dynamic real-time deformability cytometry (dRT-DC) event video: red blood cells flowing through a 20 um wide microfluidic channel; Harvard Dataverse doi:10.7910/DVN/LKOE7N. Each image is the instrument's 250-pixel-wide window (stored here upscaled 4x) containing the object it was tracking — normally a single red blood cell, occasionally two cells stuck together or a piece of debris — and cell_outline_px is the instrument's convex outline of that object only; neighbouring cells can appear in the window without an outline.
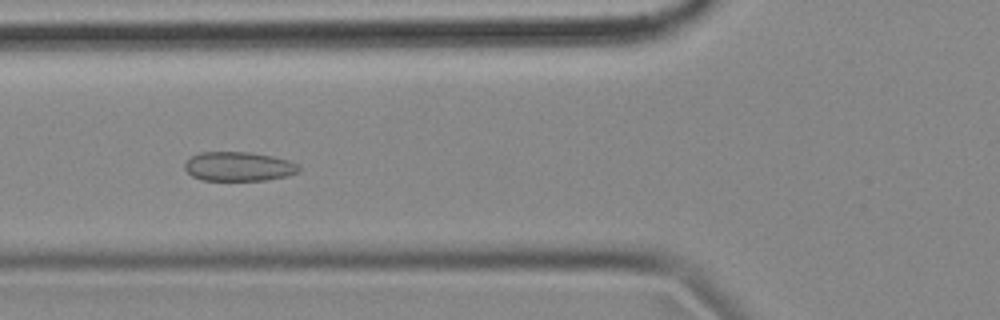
{"species": "common noctule bat (a hibernating species)", "species_latin": "Nyctalus noctula", "temperature_condition": "cold", "stored_images_in_passage": 57, "camera_frame_rate_fps": 3000, "um_per_image_px": 0.085, "animal": {"sex": "female", "body_mass_g": 18.4}, "frame": {"image": 1, "passage_image": 20, "time_ms": 6.333, "image_size_px": [1000, 320], "cell_outline_px": [[300, 172], [288, 176], [264, 180], [200, 180], [192, 176], [184, 168], [184, 164], [192, 156], [200, 152], [248, 152], [272, 156], [288, 160], [296, 164], [300, 168]], "centroid_in_image_um": [20.28, 14.15], "position_along_channel_um": 105.5, "area_um2": 19.42}}
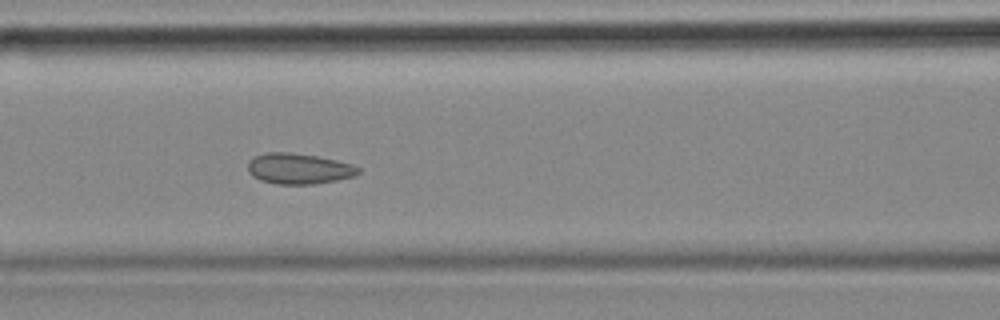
{"frame": {"image": 2, "passage_image": 23, "time_ms": 7.333, "image_size_px": [1000, 320], "cell_outline_px": [[360, 172], [356, 176], [336, 180], [312, 184], [276, 184], [260, 180], [252, 176], [248, 172], [248, 160], [256, 156], [268, 152], [292, 152], [316, 156], [336, 160], [352, 164], [360, 168]], "centroid_in_image_um": [25.39, 14.33], "position_along_channel_um": 141.2, "area_um2": 19.83}}
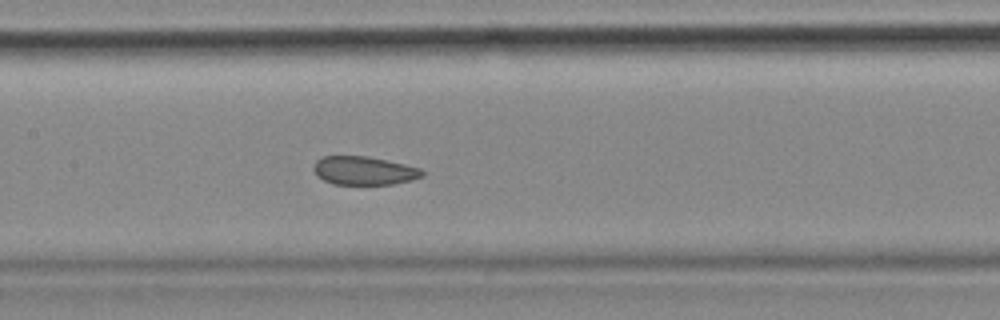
{"frame": {"image": 3, "passage_image": 26, "time_ms": 8.333, "image_size_px": [1000, 320], "cell_outline_px": [[424, 176], [412, 180], [392, 184], [332, 184], [316, 176], [312, 168], [316, 160], [324, 156], [368, 156], [404, 164], [420, 168], [424, 172]], "centroid_in_image_um": [30.92, 14.5], "position_along_channel_um": 176.5, "area_um2": 18.09}, "authors_computed_cell_mechanics": {"area_um2": 20.1722, "velocity_mm_per_s": 3.541, "shape_relaxation_time_tau1_ms": null, "shape_relaxation_time_tau2_ms": 1.6404, "deformation_change_tau1": null, "deformation_change_tau2": 0.068}}